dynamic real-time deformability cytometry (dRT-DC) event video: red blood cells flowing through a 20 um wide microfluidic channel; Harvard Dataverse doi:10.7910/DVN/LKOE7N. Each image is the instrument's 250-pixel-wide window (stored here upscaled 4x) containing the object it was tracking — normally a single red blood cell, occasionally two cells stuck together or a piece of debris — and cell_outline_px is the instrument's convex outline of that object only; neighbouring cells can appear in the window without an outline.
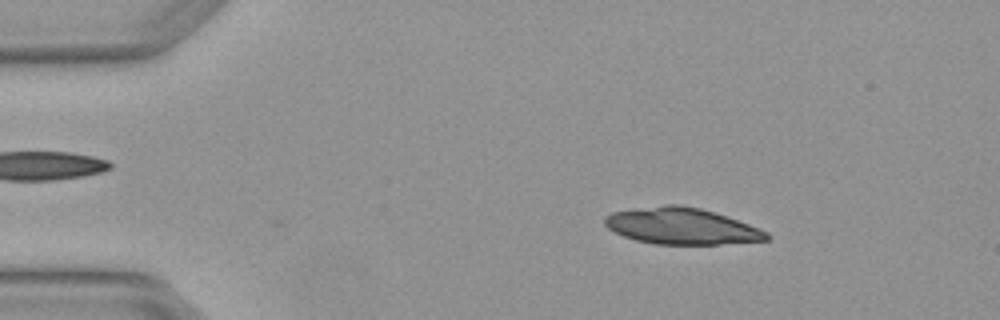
{"species": "Egyptian fruit bat (a non-hibernating species)", "species_latin": "Rousettus aegyptiacus", "temperature_condition": "warm", "stored_images_in_passage": 2, "camera_frame_rate_fps": 3000, "um_per_image_px": 0.085, "animal": {"sex": "female"}, "frame": {"image": 1, "passage_image": 2, "time_ms": 0.333, "image_size_px": [1000, 320], "cell_outline_px": [[772, 236], [768, 240], [720, 244], [656, 244], [636, 240], [624, 236], [608, 228], [604, 224], [604, 216], [612, 212], [636, 208], [664, 204], [680, 204], [700, 208], [716, 212], [760, 228], [768, 232]], "centroid_in_image_um": [57.95, 19.21], "position_along_channel_um": 27.0, "area_um2": 34.51}}